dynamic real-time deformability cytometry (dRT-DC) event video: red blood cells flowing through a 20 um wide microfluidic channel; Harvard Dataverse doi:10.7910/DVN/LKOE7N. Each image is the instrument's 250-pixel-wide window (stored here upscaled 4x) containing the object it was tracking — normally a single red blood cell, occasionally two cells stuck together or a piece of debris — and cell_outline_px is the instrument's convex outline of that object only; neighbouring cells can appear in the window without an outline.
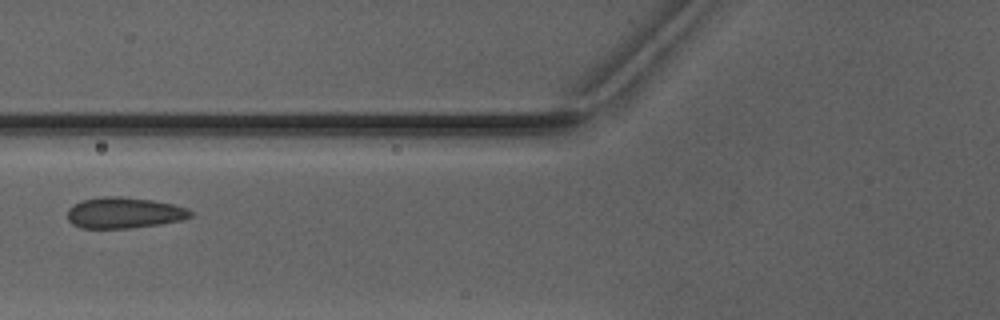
{"species": "Egyptian fruit bat (a non-hibernating species)", "species_latin": "Rousettus aegyptiacus", "temperature_condition": "warm", "stored_images_in_passage": 3, "camera_frame_rate_fps": 3000, "um_per_image_px": 0.085, "animal": {"sex": "male"}, "frame": {"image": 1, "passage_image": 3, "time_ms": 3.0, "image_size_px": [1000, 320], "cell_outline_px": [[192, 216], [180, 220], [160, 224], [128, 228], [80, 228], [72, 224], [68, 220], [68, 208], [84, 200], [100, 196], [120, 196], [152, 200], [172, 204], [188, 208], [192, 212]], "centroid_in_image_um": [10.54, 18.09], "position_along_channel_um": 115.3, "area_um2": 22.14}}